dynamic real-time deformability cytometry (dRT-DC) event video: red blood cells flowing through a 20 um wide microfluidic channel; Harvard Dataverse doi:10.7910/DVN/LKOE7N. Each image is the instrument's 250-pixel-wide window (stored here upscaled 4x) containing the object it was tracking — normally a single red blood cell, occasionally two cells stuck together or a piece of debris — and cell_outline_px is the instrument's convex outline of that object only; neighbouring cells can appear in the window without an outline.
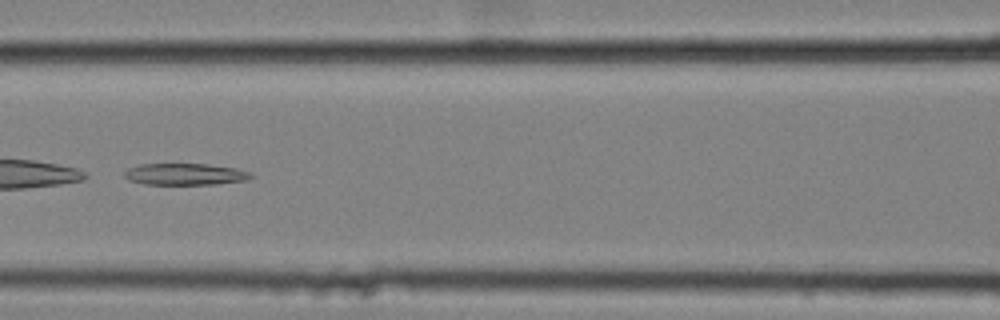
{"species": "common noctule bat (a hibernating species)", "species_latin": "Nyctalus noctula", "temperature_condition": "cold", "stored_images_in_passage": 51, "camera_frame_rate_fps": 3000, "um_per_image_px": 0.085, "animal": {"sex": "female", "body_mass_g": 25.1}, "frame": {"image": 1, "passage_image": 26, "time_ms": 8.333, "image_size_px": [1000, 320], "cell_outline_px": [[252, 176], [244, 180], [216, 184], [144, 184], [128, 180], [124, 176], [124, 172], [128, 168], [140, 164], [208, 164], [236, 168], [252, 172]], "centroid_in_image_um": [15.71, 14.8], "position_along_channel_um": 150.9, "area_um2": 15.9}}
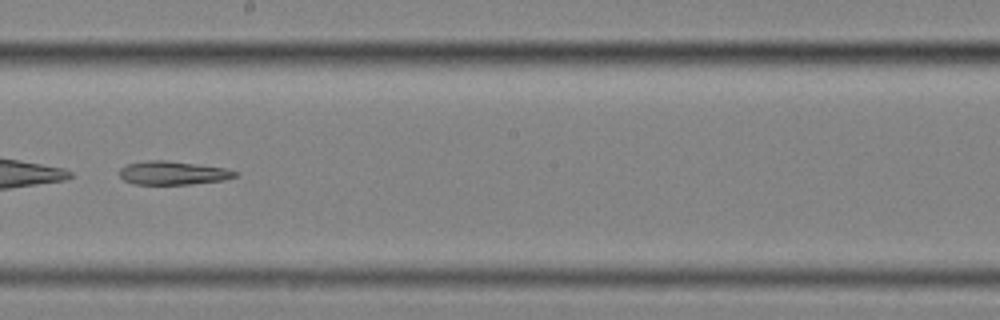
{"frame": {"image": 2, "passage_image": 33, "time_ms": 10.667, "image_size_px": [1000, 320], "cell_outline_px": [[240, 172], [236, 176], [224, 180], [192, 184], [132, 184], [124, 180], [120, 176], [120, 168], [128, 164], [148, 160], [168, 160], [224, 168]], "centroid_in_image_um": [14.7, 14.7], "position_along_channel_um": 233.5, "area_um2": 15.84}}